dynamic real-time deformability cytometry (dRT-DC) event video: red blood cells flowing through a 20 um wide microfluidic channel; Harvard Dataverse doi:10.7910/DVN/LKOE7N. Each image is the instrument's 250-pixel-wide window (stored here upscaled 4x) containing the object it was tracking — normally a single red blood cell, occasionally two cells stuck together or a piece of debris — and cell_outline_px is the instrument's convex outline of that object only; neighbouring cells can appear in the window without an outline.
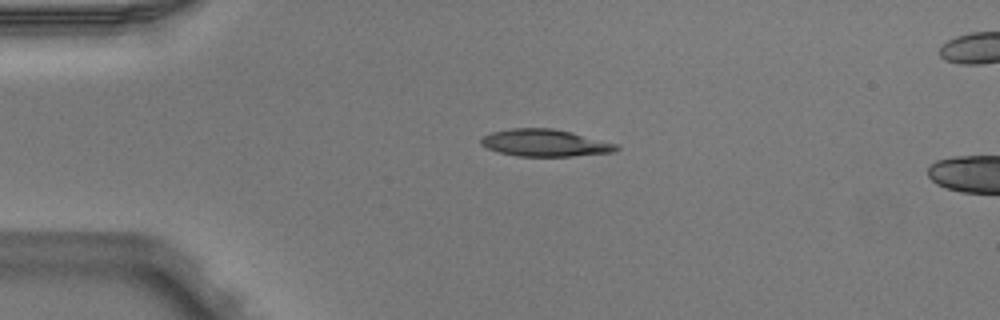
{"species": "Egyptian fruit bat (a non-hibernating species)", "species_latin": "Rousettus aegyptiacus", "temperature_condition": "warm", "stored_images_in_passage": 5, "camera_frame_rate_fps": 3000, "um_per_image_px": 0.085, "animal": {"sex": "male"}, "frame": {"image": 1, "passage_image": 4, "time_ms": 1.0, "image_size_px": [1000, 320], "cell_outline_px": [[620, 148], [616, 152], [572, 156], [516, 156], [500, 152], [488, 148], [480, 144], [480, 140], [484, 136], [492, 132], [512, 128], [552, 128], [572, 132], [620, 144]], "centroid_in_image_um": [46.39, 12.15], "position_along_channel_um": 38.6, "area_um2": 21.5}}